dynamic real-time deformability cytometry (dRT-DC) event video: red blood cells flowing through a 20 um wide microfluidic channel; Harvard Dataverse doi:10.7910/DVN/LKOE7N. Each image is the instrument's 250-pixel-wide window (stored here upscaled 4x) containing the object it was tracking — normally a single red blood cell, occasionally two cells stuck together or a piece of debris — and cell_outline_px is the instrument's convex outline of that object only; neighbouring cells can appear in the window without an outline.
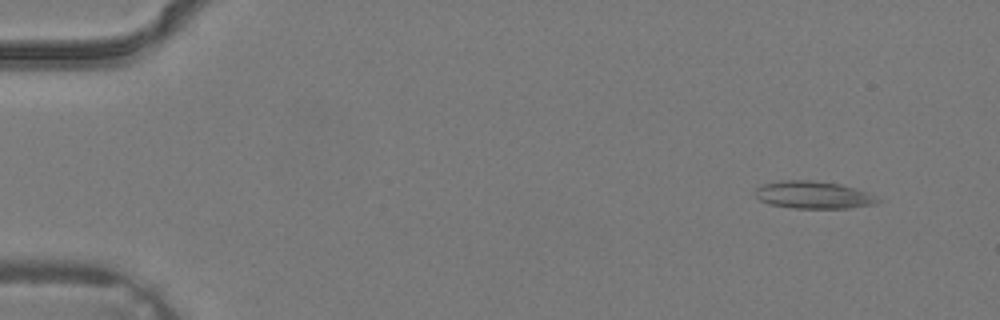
{"species": "common noctule bat (a hibernating species)", "species_latin": "Nyctalus noctula", "temperature_condition": "warm", "stored_images_in_passage": 4, "camera_frame_rate_fps": 3000, "um_per_image_px": 0.085, "animal": {"sex": "male", "body_mass_g": 19.2, "forearm_length_mm": 51.8}, "frame": {"image": 1, "passage_image": 1, "time_ms": 0.0, "image_size_px": [1000, 320], "cell_outline_px": [[884, 200], [876, 204], [848, 208], [792, 208], [768, 204], [760, 200], [756, 196], [756, 188], [764, 184], [780, 180], [812, 180], [840, 184], [856, 188]], "centroid_in_image_um": [69.15, 16.57], "position_along_channel_um": 15.8, "area_um2": 19.65}}
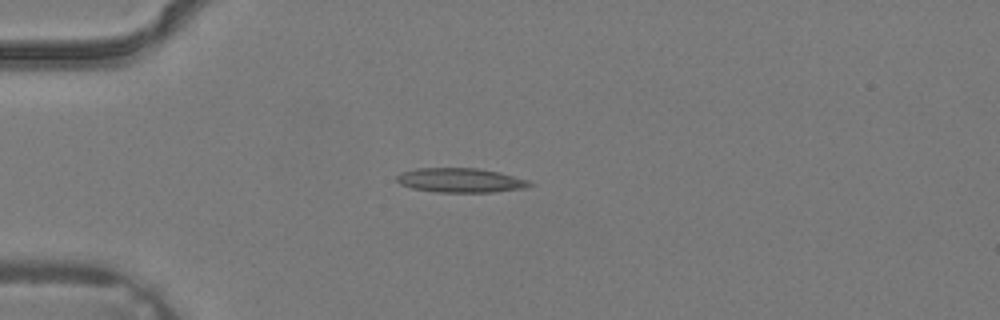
{"frame": {"image": 2, "passage_image": 3, "time_ms": 0.667, "image_size_px": [1000, 320], "cell_outline_px": [[536, 184], [524, 188], [492, 192], [436, 192], [412, 188], [400, 184], [396, 180], [396, 176], [400, 172], [416, 168], [476, 168], [500, 172], [528, 180]], "centroid_in_image_um": [39.13, 15.32], "position_along_channel_um": 45.9, "area_um2": 18.96}}
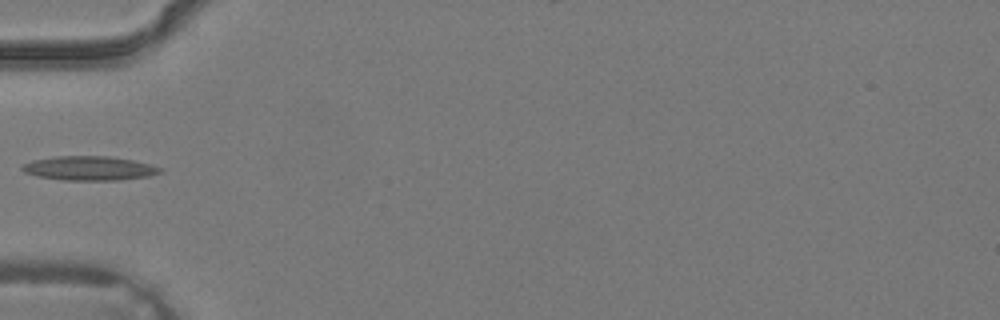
{"frame": {"image": 3, "passage_image": 4, "time_ms": 1.0, "image_size_px": [1000, 320], "cell_outline_px": [[164, 168], [160, 172], [148, 176], [120, 180], [64, 180], [36, 176], [24, 172], [20, 168], [24, 164], [32, 160], [56, 156], [112, 156], [152, 164]], "centroid_in_image_um": [7.6, 14.3], "position_along_channel_um": 77.4, "area_um2": 19.54}}